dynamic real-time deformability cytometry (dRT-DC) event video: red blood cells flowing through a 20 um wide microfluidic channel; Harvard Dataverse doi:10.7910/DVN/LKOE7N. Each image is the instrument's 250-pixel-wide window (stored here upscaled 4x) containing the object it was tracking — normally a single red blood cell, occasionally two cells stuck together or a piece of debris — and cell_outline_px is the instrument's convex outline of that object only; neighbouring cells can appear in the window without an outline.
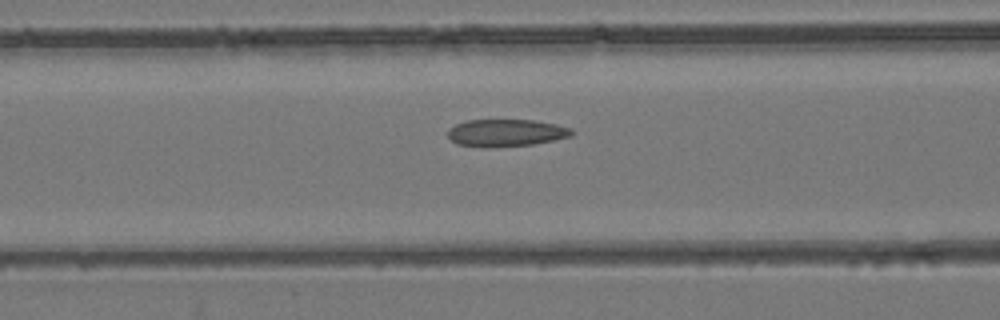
{"species": "common noctule bat (a hibernating species)", "species_latin": "Nyctalus noctula", "temperature_condition": "room temperature", "stored_images_in_passage": 47, "camera_frame_rate_fps": 3000, "um_per_image_px": 0.085, "animal": {"sex": "female", "body_mass_g": 24.6, "forearm_length_mm": 56.2}, "frame": {"image": 1, "passage_image": 16, "time_ms": 5.0, "image_size_px": [1000, 320], "cell_outline_px": [[576, 132], [572, 136], [532, 144], [488, 148], [484, 148], [456, 144], [448, 136], [448, 128], [456, 124], [468, 120], [532, 120], [556, 124], [572, 128]], "centroid_in_image_um": [43.01, 11.29], "position_along_channel_um": 123.6, "area_um2": 19.83}}
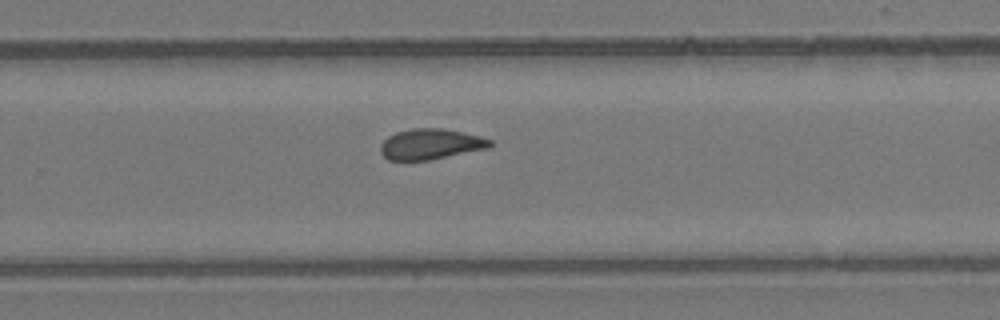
{"frame": {"image": 2, "passage_image": 29, "time_ms": 9.333, "image_size_px": [1000, 320], "cell_outline_px": [[492, 144], [488, 148], [428, 160], [388, 160], [380, 152], [380, 144], [388, 136], [396, 132], [412, 128], [440, 128], [464, 132], [480, 136], [492, 140]], "centroid_in_image_um": [36.58, 12.24], "position_along_channel_um": 293.2, "area_um2": 19.48}}
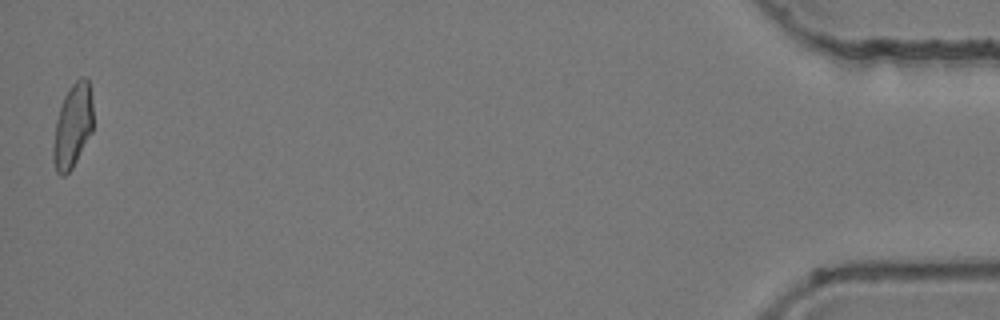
{"frame": {"image": 3, "passage_image": 47, "time_ms": 15.333, "image_size_px": [1000, 320], "cell_outline_px": [[92, 132], [72, 168], [64, 176], [60, 176], [56, 172], [52, 160], [52, 148], [56, 120], [64, 96], [68, 88], [80, 76], [88, 76], [92, 96]], "centroid_in_image_um": [6.17, 10.68], "position_along_channel_um": 429.0, "area_um2": 19.77}, "authors_computed_cell_mechanics": {"area_um2": 19.8254, "velocity_mm_per_s": 3.9187, "shape_relaxation_time_tau1_ms": null, "shape_relaxation_time_tau2_ms": 2.0514, "deformation_change_tau1": null, "deformation_change_tau2": 0.0788}}